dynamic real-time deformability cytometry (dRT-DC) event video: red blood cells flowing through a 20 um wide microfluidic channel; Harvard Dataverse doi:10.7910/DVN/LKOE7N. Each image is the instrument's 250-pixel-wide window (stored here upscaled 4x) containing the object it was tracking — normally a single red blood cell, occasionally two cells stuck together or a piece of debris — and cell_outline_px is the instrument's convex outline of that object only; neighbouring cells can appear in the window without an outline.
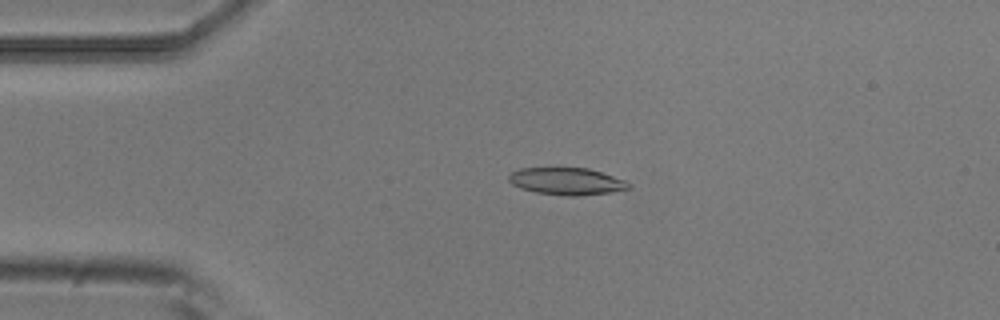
{"species": "common noctule bat (a hibernating species)", "species_latin": "Nyctalus noctula", "temperature_condition": "room temperature", "stored_images_in_passage": 5, "camera_frame_rate_fps": 3000, "um_per_image_px": 0.085, "animal": {"sex": "male", "body_mass_g": 20.5, "forearm_length_mm": 52.5}, "frame": {"image": 1, "passage_image": 4, "time_ms": 1.0, "image_size_px": [1000, 320], "cell_outline_px": [[632, 188], [612, 192], [580, 196], [564, 196], [536, 192], [520, 188], [512, 184], [508, 180], [508, 176], [512, 172], [520, 168], [588, 168], [624, 180], [632, 184]], "centroid_in_image_um": [48.18, 15.42], "position_along_channel_um": 36.8, "area_um2": 19.02}}